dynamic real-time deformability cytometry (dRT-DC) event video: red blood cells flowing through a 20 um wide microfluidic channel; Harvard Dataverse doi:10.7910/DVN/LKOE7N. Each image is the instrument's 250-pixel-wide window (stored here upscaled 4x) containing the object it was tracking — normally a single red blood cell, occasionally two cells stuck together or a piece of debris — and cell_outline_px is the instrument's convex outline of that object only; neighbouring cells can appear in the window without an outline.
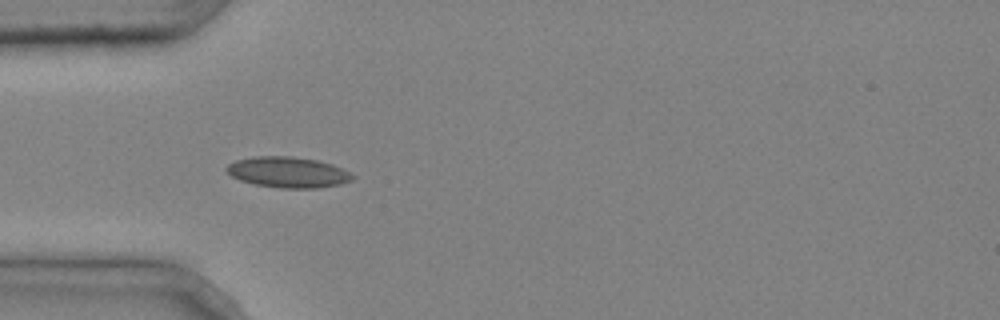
{"species": "common noctule bat (a hibernating species)", "species_latin": "Nyctalus noctula", "temperature_condition": "cold", "stored_images_in_passage": 4, "camera_frame_rate_fps": 3000, "um_per_image_px": 0.085, "animal": {"sex": "male", "body_mass_g": 20.4}, "frame": {"image": 1, "passage_image": 2, "time_ms": 0.333, "image_size_px": [1000, 320], "cell_outline_px": [[356, 176], [352, 180], [340, 184], [316, 188], [280, 188], [256, 184], [240, 180], [232, 176], [224, 168], [228, 164], [236, 160], [252, 156], [292, 156], [316, 160], [332, 164]], "centroid_in_image_um": [24.46, 14.63], "position_along_channel_um": 60.5, "area_um2": 22.48}}